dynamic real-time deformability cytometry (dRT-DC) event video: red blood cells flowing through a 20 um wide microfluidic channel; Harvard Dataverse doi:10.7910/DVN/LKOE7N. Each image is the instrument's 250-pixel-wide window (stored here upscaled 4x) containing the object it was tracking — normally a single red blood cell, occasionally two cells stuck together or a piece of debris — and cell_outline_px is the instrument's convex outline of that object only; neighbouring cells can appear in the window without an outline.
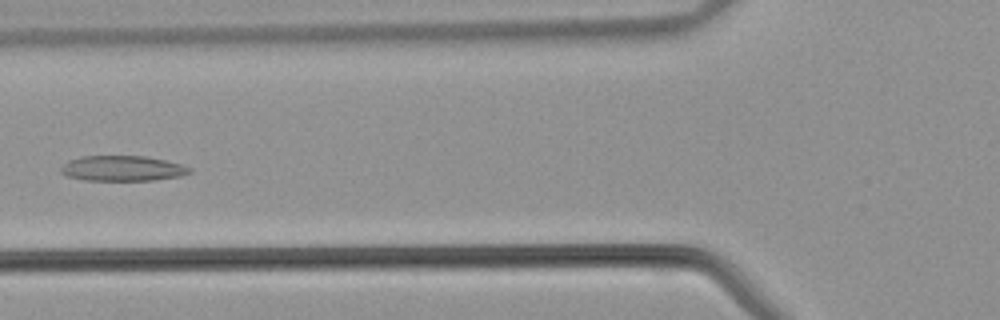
{"species": "common noctule bat (a hibernating species)", "species_latin": "Nyctalus noctula", "temperature_condition": "warm", "stored_images_in_passage": 43, "segment_of_instrument_passage": [1, 2], "camera_frame_rate_fps": 3000, "um_per_image_px": 0.085, "animal": {"sex": "male", "body_mass_g": 21.5, "forearm_length_mm": 52.0}, "frame": {"image": 1, "passage_image": 16, "time_ms": 5.0, "image_size_px": [1000, 320], "cell_outline_px": [[192, 172], [180, 176], [156, 180], [84, 180], [68, 176], [60, 172], [60, 168], [68, 160], [80, 156], [144, 156], [164, 160], [180, 164], [192, 168]], "centroid_in_image_um": [10.4, 14.31], "position_along_channel_um": 115.4, "area_um2": 18.96}}
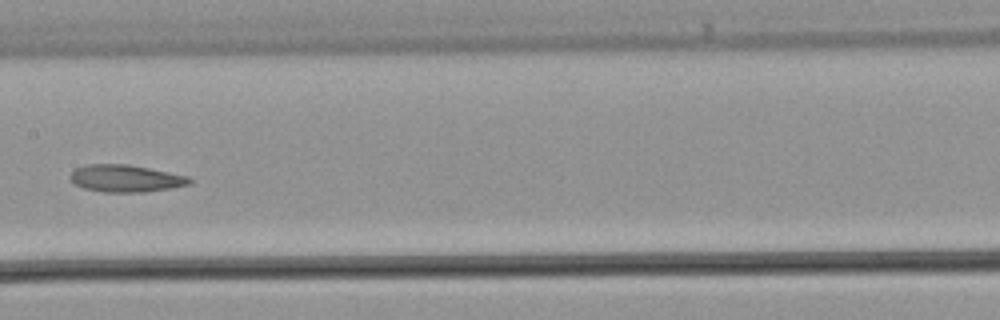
{"frame": {"image": 2, "passage_image": 21, "time_ms": 6.667, "image_size_px": [1000, 320], "cell_outline_px": [[192, 184], [172, 188], [144, 192], [104, 192], [84, 188], [76, 184], [68, 176], [76, 168], [88, 164], [128, 164], [188, 176], [192, 180]], "centroid_in_image_um": [10.7, 15.17], "position_along_channel_um": 196.7, "area_um2": 18.84}}
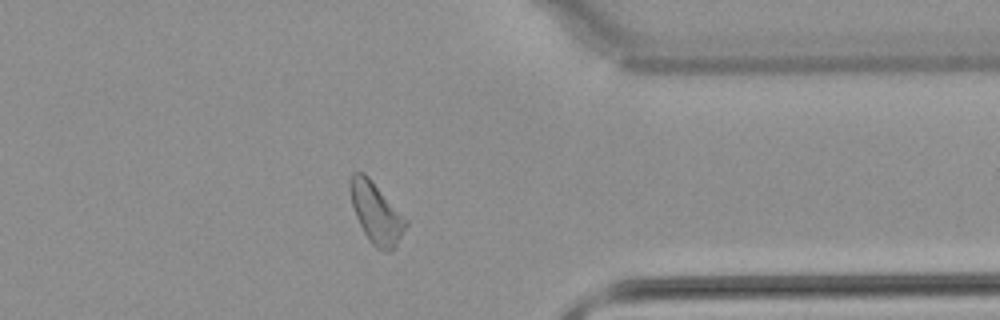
{"frame": {"image": 3, "passage_image": 33, "time_ms": 10.667, "image_size_px": [1000, 320], "cell_outline_px": [[408, 224], [396, 244], [388, 252], [384, 252], [376, 248], [372, 244], [364, 232], [356, 216], [352, 204], [348, 188], [348, 180], [352, 172], [364, 172], [368, 176], [408, 220]], "centroid_in_image_um": [31.95, 18.06], "position_along_channel_um": 379.5, "area_um2": 19.65}}